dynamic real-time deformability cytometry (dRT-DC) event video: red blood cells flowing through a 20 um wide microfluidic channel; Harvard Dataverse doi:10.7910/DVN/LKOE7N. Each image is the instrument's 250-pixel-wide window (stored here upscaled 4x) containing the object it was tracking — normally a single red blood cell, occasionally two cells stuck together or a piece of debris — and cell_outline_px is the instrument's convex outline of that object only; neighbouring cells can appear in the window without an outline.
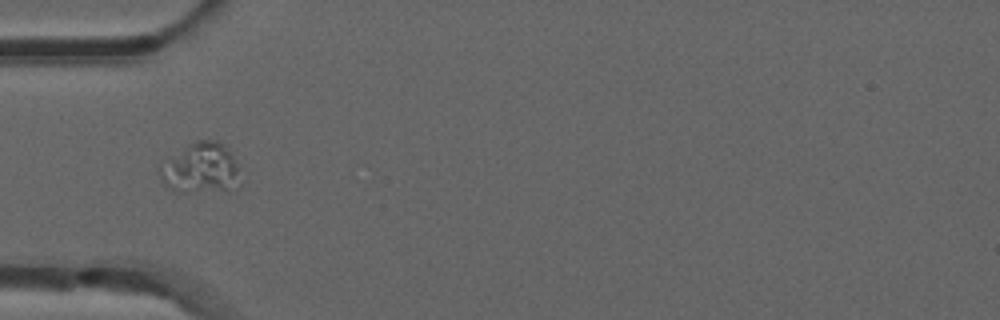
{"species": "common noctule bat (a hibernating species)", "species_latin": "Nyctalus noctula", "temperature_condition": "room temperature", "stored_images_in_passage": 3, "camera_frame_rate_fps": 3000, "um_per_image_px": 0.085, "animal": {"sex": "male", "forearm_length_mm": 52.5}, "frame": {"image": 1, "passage_image": 1, "time_ms": 0.0, "image_size_px": [1000, 320], "cell_outline_px": [[240, 184], [224, 188], [168, 188], [164, 184], [156, 172], [156, 168], [160, 164], [188, 144], [196, 140], [216, 140], [224, 144], [232, 156], [236, 164]], "centroid_in_image_um": [17.0, 14.19], "position_along_channel_um": 68.0, "area_um2": 22.31}}
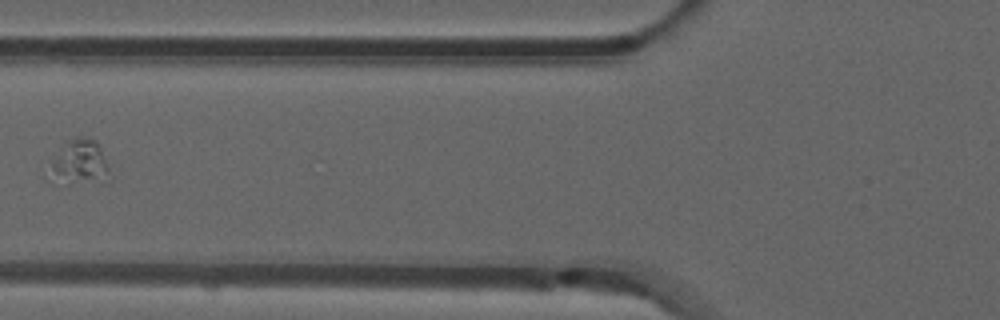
{"frame": {"image": 2, "passage_image": 2, "time_ms": 0.333, "image_size_px": [1000, 320], "cell_outline_px": [[108, 168], [92, 176], [52, 184], [44, 180], [40, 176], [52, 160], [68, 140], [80, 136], [84, 136], [96, 140], [100, 148]], "centroid_in_image_um": [6.43, 13.71], "position_along_channel_um": 119.4, "area_um2": 14.51}}
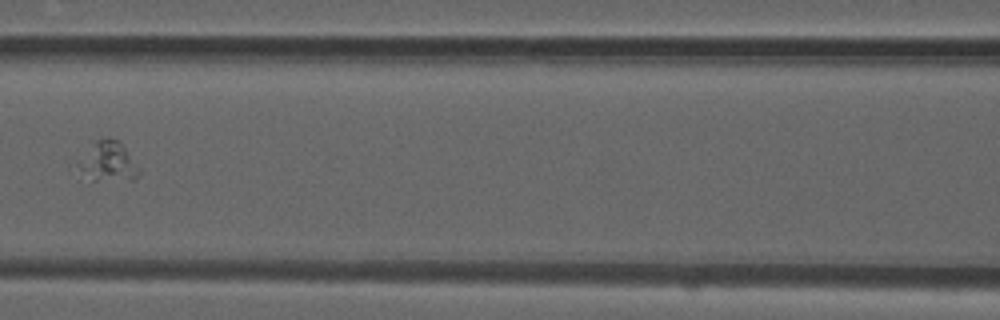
{"frame": {"image": 3, "passage_image": 3, "time_ms": 0.667, "image_size_px": [1000, 320], "cell_outline_px": [[140, 172], [132, 180], [92, 180], [68, 168], [68, 160], [96, 140], [120, 140], [140, 168]], "centroid_in_image_um": [8.93, 13.75], "position_along_channel_um": 157.7, "area_um2": 15.49}}